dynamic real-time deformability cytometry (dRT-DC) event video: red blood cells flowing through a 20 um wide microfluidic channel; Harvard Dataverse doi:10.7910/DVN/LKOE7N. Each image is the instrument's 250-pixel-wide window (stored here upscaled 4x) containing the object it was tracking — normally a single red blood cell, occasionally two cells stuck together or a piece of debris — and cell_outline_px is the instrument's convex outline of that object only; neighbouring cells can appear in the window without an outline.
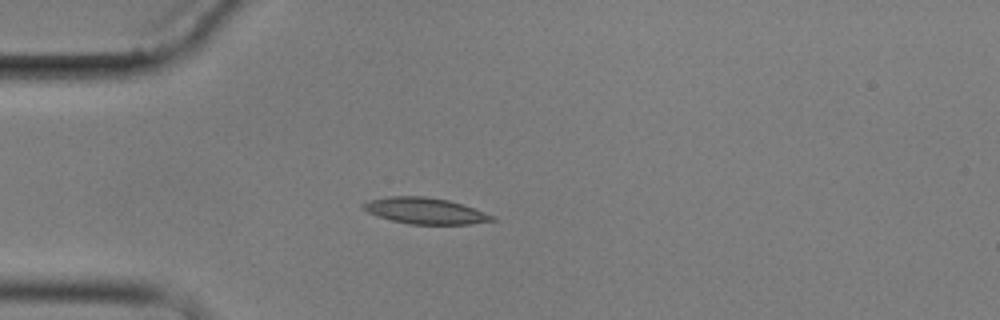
{"species": "common noctule bat (a hibernating species)", "species_latin": "Nyctalus noctula", "temperature_condition": "cold", "stored_images_in_passage": 2, "camera_frame_rate_fps": 3000, "um_per_image_px": 0.085, "animal": {"sex": "male", "body_mass_g": 17.9}, "frame": {"image": 1, "passage_image": 2, "time_ms": 1.0, "image_size_px": [1000, 320], "cell_outline_px": [[496, 220], [472, 224], [408, 224], [392, 220], [368, 212], [360, 204], [368, 200], [388, 196], [424, 196], [448, 200], [496, 216]], "centroid_in_image_um": [36.13, 17.92], "position_along_channel_um": 48.9, "area_um2": 19.48}}